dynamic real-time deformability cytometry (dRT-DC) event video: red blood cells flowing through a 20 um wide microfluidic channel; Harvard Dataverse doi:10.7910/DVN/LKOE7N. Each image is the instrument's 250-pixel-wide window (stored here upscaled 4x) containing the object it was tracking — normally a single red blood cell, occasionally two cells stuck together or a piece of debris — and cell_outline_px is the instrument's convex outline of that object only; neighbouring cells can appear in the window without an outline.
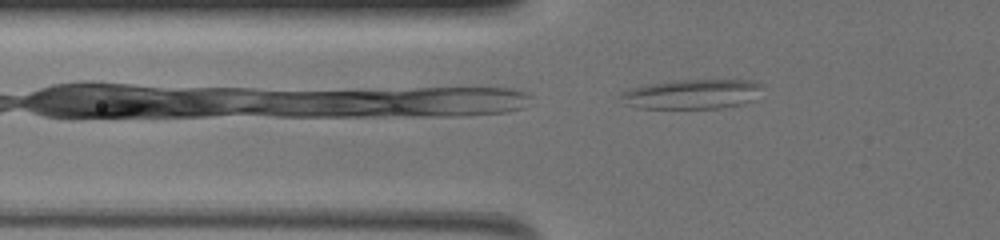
{"species": "common noctule bat (a hibernating species)", "species_latin": "Nyctalus noctula", "temperature_condition": "warm", "stored_images_in_passage": 43, "camera_frame_rate_fps": 3000, "um_per_image_px": 0.085, "animal": {"sex": "female", "body_mass_g": 19.5, "forearm_length_mm": 54.1}, "frame": {"image": 1, "passage_image": 2, "time_ms": 0.333, "image_size_px": [1000, 240], "cell_outline_px": [[760, 84], [752, 100], [740, 104], [720, 108], [636, 108], [624, 104], [620, 96], [620, 92], [632, 88], [656, 84], [684, 80], [748, 80]], "centroid_in_image_um": [58.75, 8.02], "position_along_channel_um": 67.1, "area_um2": 23.7}}
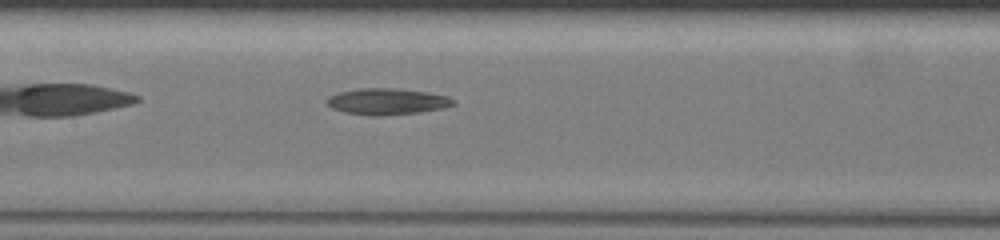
{"frame": {"image": 2, "passage_image": 13, "time_ms": 4.0, "image_size_px": [1000, 240], "cell_outline_px": [[456, 104], [444, 108], [416, 112], [384, 116], [368, 116], [344, 112], [332, 108], [328, 104], [328, 96], [340, 92], [360, 88], [396, 88], [428, 92], [448, 96]], "centroid_in_image_um": [32.9, 8.63], "position_along_channel_um": 174.5, "area_um2": 19.36}}
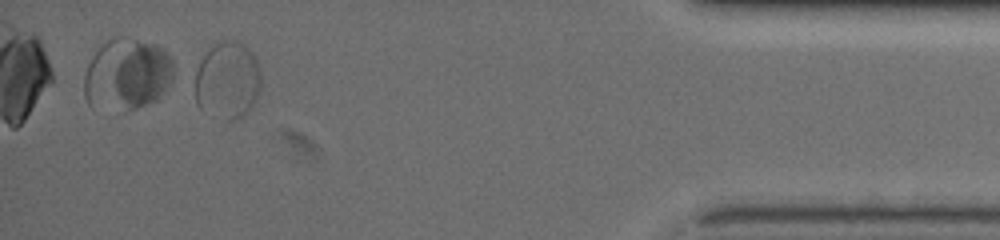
{"frame": {"image": 3, "passage_image": 41, "time_ms": 13.333, "image_size_px": [1000, 240], "cell_outline_px": [[260, 84], [256, 96], [252, 104], [240, 116], [232, 120], [200, 108], [196, 104], [196, 72], [204, 56], [216, 44], [224, 40], [240, 40], [252, 52], [256, 60], [260, 76]], "centroid_in_image_um": [19.34, 6.77], "position_along_channel_um": 415.9, "area_um2": 28.61}}